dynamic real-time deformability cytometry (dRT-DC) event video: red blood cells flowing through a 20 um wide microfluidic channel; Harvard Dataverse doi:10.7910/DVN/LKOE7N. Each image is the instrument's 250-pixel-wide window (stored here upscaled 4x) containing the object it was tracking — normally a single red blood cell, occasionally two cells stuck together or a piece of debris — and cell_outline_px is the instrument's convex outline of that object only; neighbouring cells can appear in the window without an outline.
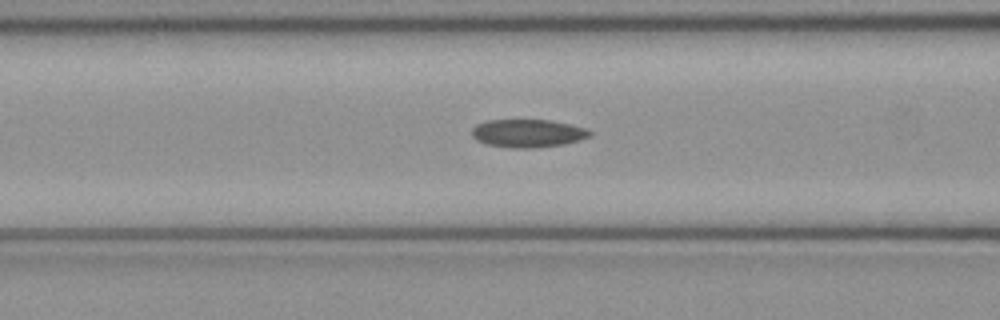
{"species": "common noctule bat (a hibernating species)", "species_latin": "Nyctalus noctula", "temperature_condition": "cold", "stored_images_in_passage": 51, "camera_frame_rate_fps": 3000, "um_per_image_px": 0.085, "animal": {"sex": "female", "body_mass_g": 21.9}, "frame": {"image": 1, "passage_image": 20, "time_ms": 6.333, "image_size_px": [1000, 320], "cell_outline_px": [[592, 136], [580, 140], [564, 144], [532, 148], [512, 148], [484, 144], [476, 140], [472, 136], [472, 128], [476, 124], [488, 120], [552, 120], [588, 128], [592, 132]], "centroid_in_image_um": [44.88, 11.33], "position_along_channel_um": 121.7, "area_um2": 19.54}}
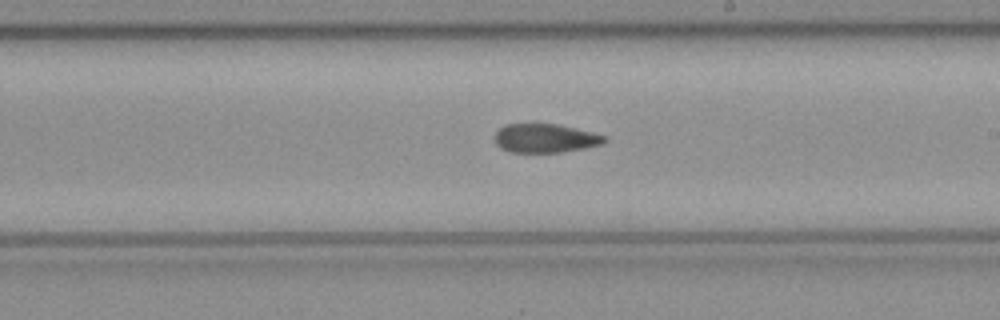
{"frame": {"image": 2, "passage_image": 29, "time_ms": 9.333, "image_size_px": [1000, 320], "cell_outline_px": [[608, 140], [604, 144], [584, 148], [560, 152], [508, 152], [500, 148], [496, 144], [496, 132], [504, 124], [556, 124], [576, 128], [608, 136]], "centroid_in_image_um": [46.38, 11.75], "position_along_channel_um": 242.6, "area_um2": 18.5}}
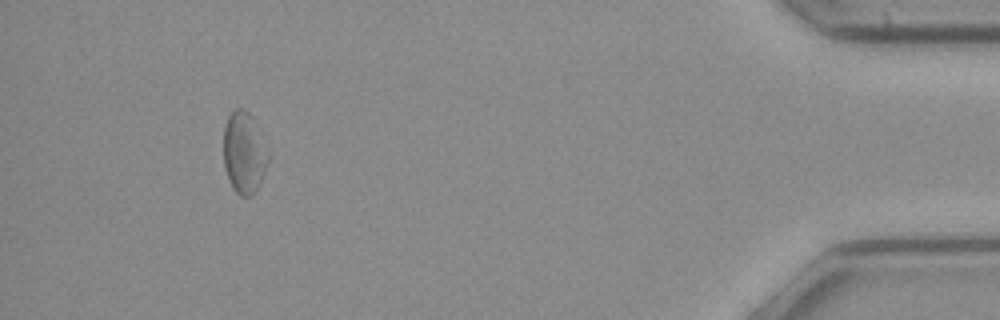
{"frame": {"image": 3, "passage_image": 47, "time_ms": 15.333, "image_size_px": [1000, 320], "cell_outline_px": [[268, 160], [264, 172], [256, 192], [252, 196], [240, 196], [232, 188], [228, 180], [224, 164], [224, 128], [228, 116], [236, 108], [244, 108], [252, 116], [256, 124], [268, 152]], "centroid_in_image_um": [20.73, 12.99], "position_along_channel_um": 414.5, "area_um2": 21.15}, "authors_computed_cell_mechanics": {"area_um2": 20.0566, "velocity_mm_per_s": 4.0243, "shape_relaxation_time_tau1_ms": null, "shape_relaxation_time_tau2_ms": 4.1193, "deformation_change_tau1": null, "deformation_change_tau2": 0.1092}}